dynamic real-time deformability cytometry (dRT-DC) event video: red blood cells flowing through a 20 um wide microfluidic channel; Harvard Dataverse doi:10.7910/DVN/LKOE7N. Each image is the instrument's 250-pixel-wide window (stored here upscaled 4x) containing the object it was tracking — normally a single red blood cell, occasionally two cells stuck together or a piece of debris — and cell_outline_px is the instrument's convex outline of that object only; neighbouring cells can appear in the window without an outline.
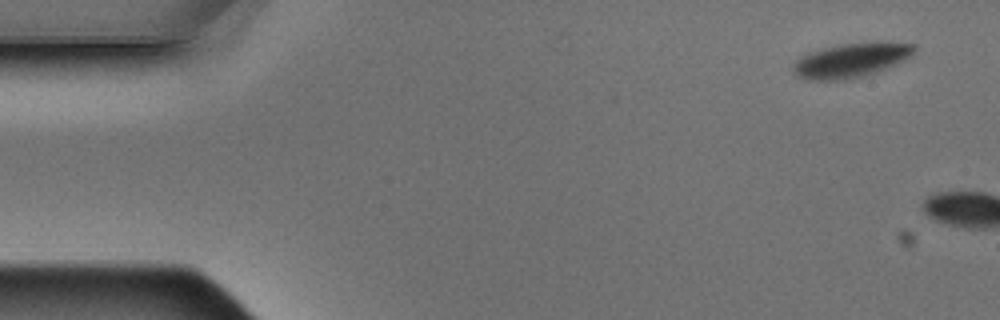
{"species": "Egyptian fruit bat (a non-hibernating species)", "species_latin": "Rousettus aegyptiacus", "temperature_condition": "warm", "stored_images_in_passage": 2, "camera_frame_rate_fps": 3000, "um_per_image_px": 0.085, "animal": {"sex": "male"}, "frame": {"image": 1, "passage_image": 1, "time_ms": 0.0, "image_size_px": [1000, 320], "cell_outline_px": [[916, 52], [912, 56], [896, 64], [876, 72], [848, 80], [808, 80], [796, 76], [792, 68], [796, 60], [800, 56], [808, 52], [840, 44], [876, 40], [892, 40], [916, 44]], "centroid_in_image_um": [72.41, 5.08], "position_along_channel_um": 12.6, "area_um2": 25.09}}